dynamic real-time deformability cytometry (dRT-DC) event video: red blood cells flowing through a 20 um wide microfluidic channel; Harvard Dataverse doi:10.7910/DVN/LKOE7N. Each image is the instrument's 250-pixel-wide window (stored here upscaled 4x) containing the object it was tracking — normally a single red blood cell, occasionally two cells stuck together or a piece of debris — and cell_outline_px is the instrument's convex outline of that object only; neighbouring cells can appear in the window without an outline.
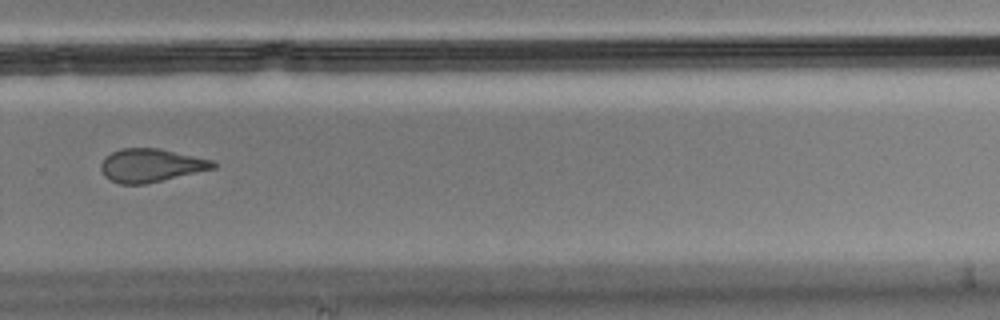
{"species": "Egyptian fruit bat (a non-hibernating species)", "species_latin": "Rousettus aegyptiacus", "temperature_condition": "cold", "stored_images_in_passage": 15, "camera_frame_rate_fps": 3000, "um_per_image_px": 0.085, "animal": {"sex": "male"}, "frame": {"image": 1, "passage_image": 11, "time_ms": 3.333, "image_size_px": [1000, 320], "cell_outline_px": [[216, 168], [144, 184], [120, 184], [108, 180], [104, 176], [100, 168], [100, 164], [112, 152], [120, 148], [160, 148], [212, 160], [216, 164]], "centroid_in_image_um": [12.81, 14.06], "position_along_channel_um": 317.0, "area_um2": 21.68}}